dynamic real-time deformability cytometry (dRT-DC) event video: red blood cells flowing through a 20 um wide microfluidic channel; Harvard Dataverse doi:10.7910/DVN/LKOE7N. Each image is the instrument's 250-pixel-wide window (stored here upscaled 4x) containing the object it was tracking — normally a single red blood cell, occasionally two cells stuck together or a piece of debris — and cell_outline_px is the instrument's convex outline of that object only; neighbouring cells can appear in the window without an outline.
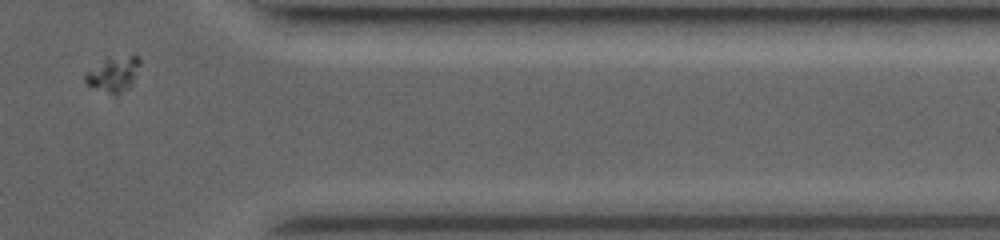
{"species": "common noctule bat (a hibernating species)", "species_latin": "Nyctalus noctula", "temperature_condition": "room temperature", "stored_images_in_passage": 25, "camera_frame_rate_fps": 3500, "um_per_image_px": 0.085, "animal": {"sex": "female", "body_mass_g": 19.0, "forearm_length_mm": 53.3}, "frame": {"image": 1, "passage_image": 23, "time_ms": 9.143, "image_size_px": [1000, 240], "cell_outline_px": [[140, 64], [132, 88], [116, 96], [88, 84], [84, 80], [84, 72], [108, 56], [136, 56], [140, 60]], "centroid_in_image_um": [9.66, 6.3], "position_along_channel_um": 401.7, "area_um2": 11.5}}